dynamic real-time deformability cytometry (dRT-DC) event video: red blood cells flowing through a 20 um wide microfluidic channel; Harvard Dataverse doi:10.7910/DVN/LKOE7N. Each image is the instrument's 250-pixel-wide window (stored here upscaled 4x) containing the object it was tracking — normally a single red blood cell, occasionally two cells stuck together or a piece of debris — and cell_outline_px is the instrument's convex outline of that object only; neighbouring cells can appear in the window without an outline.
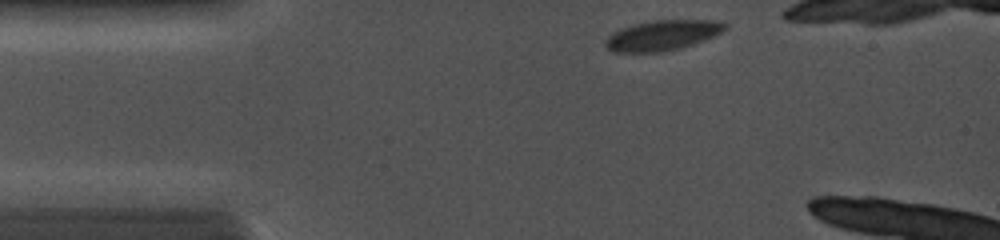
{"species": "common noctule bat (a hibernating species)", "species_latin": "Nyctalus noctula", "temperature_condition": "cold", "stored_images_in_passage": 67, "camera_frame_rate_fps": 5000, "um_per_image_px": 0.085, "animal": {"sex": "female", "body_mass_g": 19.0, "forearm_length_mm": 56.7}, "frame": {"image": 1, "passage_image": 2, "time_ms": 0.2, "image_size_px": [1000, 240], "cell_outline_px": [[728, 28], [712, 36], [692, 44], [680, 48], [660, 52], [612, 52], [604, 44], [604, 40], [612, 32], [632, 24], [652, 20], [716, 20], [728, 24]], "centroid_in_image_um": [56.27, 2.99], "position_along_channel_um": 28.7, "area_um2": 21.04}}